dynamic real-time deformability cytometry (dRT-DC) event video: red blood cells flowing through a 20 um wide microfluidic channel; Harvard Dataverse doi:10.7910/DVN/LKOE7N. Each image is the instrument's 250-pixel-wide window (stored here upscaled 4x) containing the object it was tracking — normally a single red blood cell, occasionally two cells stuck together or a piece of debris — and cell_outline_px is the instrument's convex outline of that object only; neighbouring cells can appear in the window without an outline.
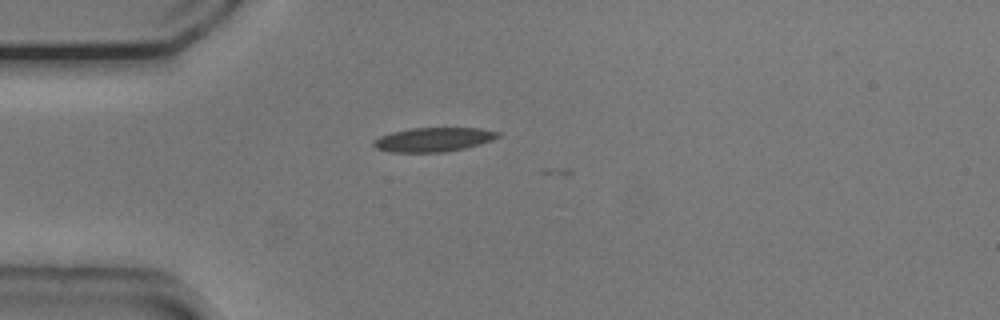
{"species": "common noctule bat (a hibernating species)", "species_latin": "Nyctalus noctula", "temperature_condition": "cold", "stored_images_in_passage": 4, "camera_frame_rate_fps": 3000, "um_per_image_px": 0.085, "animal": {"sex": "male", "body_mass_g": 20.5, "forearm_length_mm": 52.5}, "frame": {"image": 1, "passage_image": 1, "time_ms": 0.0, "image_size_px": [1000, 320], "cell_outline_px": [[500, 136], [492, 140], [480, 144], [464, 148], [444, 152], [392, 152], [376, 148], [372, 144], [372, 140], [380, 136], [392, 132], [412, 128], [480, 128], [500, 132]], "centroid_in_image_um": [36.84, 11.86], "position_along_channel_um": 48.2, "area_um2": 17.46}}